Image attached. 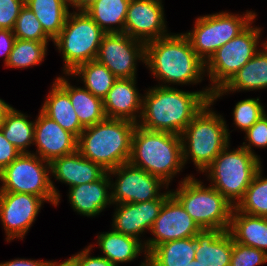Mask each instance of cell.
Instances as JSON below:
<instances>
[{
    "label": "cell",
    "instance_id": "1",
    "mask_svg": "<svg viewBox=\"0 0 267 266\" xmlns=\"http://www.w3.org/2000/svg\"><path fill=\"white\" fill-rule=\"evenodd\" d=\"M183 91L177 87L155 85L143 94L142 114L138 126L180 135L194 116L211 100L210 87Z\"/></svg>",
    "mask_w": 267,
    "mask_h": 266
},
{
    "label": "cell",
    "instance_id": "2",
    "mask_svg": "<svg viewBox=\"0 0 267 266\" xmlns=\"http://www.w3.org/2000/svg\"><path fill=\"white\" fill-rule=\"evenodd\" d=\"M144 64L158 83L162 82L160 86L195 85L206 76L205 62L183 32L147 42Z\"/></svg>",
    "mask_w": 267,
    "mask_h": 266
},
{
    "label": "cell",
    "instance_id": "3",
    "mask_svg": "<svg viewBox=\"0 0 267 266\" xmlns=\"http://www.w3.org/2000/svg\"><path fill=\"white\" fill-rule=\"evenodd\" d=\"M136 125L130 120L105 118L84 128L78 137L77 150L106 171L117 168L129 162Z\"/></svg>",
    "mask_w": 267,
    "mask_h": 266
},
{
    "label": "cell",
    "instance_id": "4",
    "mask_svg": "<svg viewBox=\"0 0 267 266\" xmlns=\"http://www.w3.org/2000/svg\"><path fill=\"white\" fill-rule=\"evenodd\" d=\"M129 163L160 178L169 186L173 178L185 168L181 136L150 131L136 125Z\"/></svg>",
    "mask_w": 267,
    "mask_h": 266
},
{
    "label": "cell",
    "instance_id": "5",
    "mask_svg": "<svg viewBox=\"0 0 267 266\" xmlns=\"http://www.w3.org/2000/svg\"><path fill=\"white\" fill-rule=\"evenodd\" d=\"M213 104L209 100L180 134L184 167L191 158L200 173L230 144L228 125Z\"/></svg>",
    "mask_w": 267,
    "mask_h": 266
},
{
    "label": "cell",
    "instance_id": "6",
    "mask_svg": "<svg viewBox=\"0 0 267 266\" xmlns=\"http://www.w3.org/2000/svg\"><path fill=\"white\" fill-rule=\"evenodd\" d=\"M228 144L204 170L210 186L218 190L232 205L244 197L257 171L262 167L259 155L242 146L229 150ZM208 173V174H207Z\"/></svg>",
    "mask_w": 267,
    "mask_h": 266
},
{
    "label": "cell",
    "instance_id": "7",
    "mask_svg": "<svg viewBox=\"0 0 267 266\" xmlns=\"http://www.w3.org/2000/svg\"><path fill=\"white\" fill-rule=\"evenodd\" d=\"M203 184L193 174L187 175L171 194L201 229L229 230L235 206L214 187Z\"/></svg>",
    "mask_w": 267,
    "mask_h": 266
},
{
    "label": "cell",
    "instance_id": "8",
    "mask_svg": "<svg viewBox=\"0 0 267 266\" xmlns=\"http://www.w3.org/2000/svg\"><path fill=\"white\" fill-rule=\"evenodd\" d=\"M105 34L85 11L70 12L60 34L53 40L59 53L62 52L63 74L95 60Z\"/></svg>",
    "mask_w": 267,
    "mask_h": 266
},
{
    "label": "cell",
    "instance_id": "9",
    "mask_svg": "<svg viewBox=\"0 0 267 266\" xmlns=\"http://www.w3.org/2000/svg\"><path fill=\"white\" fill-rule=\"evenodd\" d=\"M0 192L29 193L57 206L60 192L51 180L50 163L33 153H21L0 172Z\"/></svg>",
    "mask_w": 267,
    "mask_h": 266
},
{
    "label": "cell",
    "instance_id": "10",
    "mask_svg": "<svg viewBox=\"0 0 267 266\" xmlns=\"http://www.w3.org/2000/svg\"><path fill=\"white\" fill-rule=\"evenodd\" d=\"M257 13L248 11L241 14L222 11L199 16L193 29L184 33L196 54L206 63L218 48L239 35L252 22Z\"/></svg>",
    "mask_w": 267,
    "mask_h": 266
},
{
    "label": "cell",
    "instance_id": "11",
    "mask_svg": "<svg viewBox=\"0 0 267 266\" xmlns=\"http://www.w3.org/2000/svg\"><path fill=\"white\" fill-rule=\"evenodd\" d=\"M253 22L239 35L218 48L205 63V74L209 77L210 90L224 87L231 78L263 47V29ZM261 42V43H259Z\"/></svg>",
    "mask_w": 267,
    "mask_h": 266
},
{
    "label": "cell",
    "instance_id": "12",
    "mask_svg": "<svg viewBox=\"0 0 267 266\" xmlns=\"http://www.w3.org/2000/svg\"><path fill=\"white\" fill-rule=\"evenodd\" d=\"M108 172L111 180L112 204L139 203L160 198L161 189H168V185L160 178L141 168L124 163ZM116 177L115 182L112 176Z\"/></svg>",
    "mask_w": 267,
    "mask_h": 266
},
{
    "label": "cell",
    "instance_id": "13",
    "mask_svg": "<svg viewBox=\"0 0 267 266\" xmlns=\"http://www.w3.org/2000/svg\"><path fill=\"white\" fill-rule=\"evenodd\" d=\"M96 60L106 66L117 79L136 78L138 60L145 63V43L125 33L105 34Z\"/></svg>",
    "mask_w": 267,
    "mask_h": 266
},
{
    "label": "cell",
    "instance_id": "14",
    "mask_svg": "<svg viewBox=\"0 0 267 266\" xmlns=\"http://www.w3.org/2000/svg\"><path fill=\"white\" fill-rule=\"evenodd\" d=\"M45 201L29 193L0 192V221L6 241L23 240Z\"/></svg>",
    "mask_w": 267,
    "mask_h": 266
},
{
    "label": "cell",
    "instance_id": "15",
    "mask_svg": "<svg viewBox=\"0 0 267 266\" xmlns=\"http://www.w3.org/2000/svg\"><path fill=\"white\" fill-rule=\"evenodd\" d=\"M201 228L186 212L181 203L171 194L162 205L153 223L150 234L145 240L147 254L157 245L178 239L194 237Z\"/></svg>",
    "mask_w": 267,
    "mask_h": 266
},
{
    "label": "cell",
    "instance_id": "16",
    "mask_svg": "<svg viewBox=\"0 0 267 266\" xmlns=\"http://www.w3.org/2000/svg\"><path fill=\"white\" fill-rule=\"evenodd\" d=\"M162 0H131L124 33L145 44L169 35Z\"/></svg>",
    "mask_w": 267,
    "mask_h": 266
},
{
    "label": "cell",
    "instance_id": "17",
    "mask_svg": "<svg viewBox=\"0 0 267 266\" xmlns=\"http://www.w3.org/2000/svg\"><path fill=\"white\" fill-rule=\"evenodd\" d=\"M171 195V190L164 191V194L154 200L139 203L113 204L112 229L115 232L141 239V235L151 230L154 221L164 204V201ZM116 205V206H115Z\"/></svg>",
    "mask_w": 267,
    "mask_h": 266
},
{
    "label": "cell",
    "instance_id": "18",
    "mask_svg": "<svg viewBox=\"0 0 267 266\" xmlns=\"http://www.w3.org/2000/svg\"><path fill=\"white\" fill-rule=\"evenodd\" d=\"M35 119L33 154L51 163L54 159L77 151L78 138L64 130L57 122L46 116L41 110Z\"/></svg>",
    "mask_w": 267,
    "mask_h": 266
},
{
    "label": "cell",
    "instance_id": "19",
    "mask_svg": "<svg viewBox=\"0 0 267 266\" xmlns=\"http://www.w3.org/2000/svg\"><path fill=\"white\" fill-rule=\"evenodd\" d=\"M137 78L117 79L103 99L106 118L138 123L142 114L143 95L136 86Z\"/></svg>",
    "mask_w": 267,
    "mask_h": 266
},
{
    "label": "cell",
    "instance_id": "20",
    "mask_svg": "<svg viewBox=\"0 0 267 266\" xmlns=\"http://www.w3.org/2000/svg\"><path fill=\"white\" fill-rule=\"evenodd\" d=\"M67 196L72 209L79 215L89 218L99 215L107 206L113 205L108 172L97 181L70 187Z\"/></svg>",
    "mask_w": 267,
    "mask_h": 266
},
{
    "label": "cell",
    "instance_id": "21",
    "mask_svg": "<svg viewBox=\"0 0 267 266\" xmlns=\"http://www.w3.org/2000/svg\"><path fill=\"white\" fill-rule=\"evenodd\" d=\"M106 172L99 164L84 158L78 150L50 163L51 179L54 177L56 182L65 183L69 188L97 181Z\"/></svg>",
    "mask_w": 267,
    "mask_h": 266
},
{
    "label": "cell",
    "instance_id": "22",
    "mask_svg": "<svg viewBox=\"0 0 267 266\" xmlns=\"http://www.w3.org/2000/svg\"><path fill=\"white\" fill-rule=\"evenodd\" d=\"M195 259L203 266H230L233 237L228 230L201 229L195 236Z\"/></svg>",
    "mask_w": 267,
    "mask_h": 266
},
{
    "label": "cell",
    "instance_id": "23",
    "mask_svg": "<svg viewBox=\"0 0 267 266\" xmlns=\"http://www.w3.org/2000/svg\"><path fill=\"white\" fill-rule=\"evenodd\" d=\"M267 88V49L262 47L222 88L212 93L211 100L216 102L230 92L256 91Z\"/></svg>",
    "mask_w": 267,
    "mask_h": 266
},
{
    "label": "cell",
    "instance_id": "24",
    "mask_svg": "<svg viewBox=\"0 0 267 266\" xmlns=\"http://www.w3.org/2000/svg\"><path fill=\"white\" fill-rule=\"evenodd\" d=\"M96 238V244L103 254L101 256L115 266H119L120 263L135 261L140 254L142 255V252L144 253L143 257L147 258L145 240L115 232L113 229L108 232H101Z\"/></svg>",
    "mask_w": 267,
    "mask_h": 266
},
{
    "label": "cell",
    "instance_id": "25",
    "mask_svg": "<svg viewBox=\"0 0 267 266\" xmlns=\"http://www.w3.org/2000/svg\"><path fill=\"white\" fill-rule=\"evenodd\" d=\"M65 76L59 75L55 82L69 95L80 124L86 128L103 121L106 118L103 100L94 96L84 87L72 86L68 79L70 74H65Z\"/></svg>",
    "mask_w": 267,
    "mask_h": 266
},
{
    "label": "cell",
    "instance_id": "26",
    "mask_svg": "<svg viewBox=\"0 0 267 266\" xmlns=\"http://www.w3.org/2000/svg\"><path fill=\"white\" fill-rule=\"evenodd\" d=\"M228 231L235 242L254 247L267 254L266 217L249 215L234 207Z\"/></svg>",
    "mask_w": 267,
    "mask_h": 266
},
{
    "label": "cell",
    "instance_id": "27",
    "mask_svg": "<svg viewBox=\"0 0 267 266\" xmlns=\"http://www.w3.org/2000/svg\"><path fill=\"white\" fill-rule=\"evenodd\" d=\"M41 106V111L77 138L84 130L71 104L69 95L54 81Z\"/></svg>",
    "mask_w": 267,
    "mask_h": 266
},
{
    "label": "cell",
    "instance_id": "28",
    "mask_svg": "<svg viewBox=\"0 0 267 266\" xmlns=\"http://www.w3.org/2000/svg\"><path fill=\"white\" fill-rule=\"evenodd\" d=\"M131 0H96L85 12L106 33H124Z\"/></svg>",
    "mask_w": 267,
    "mask_h": 266
},
{
    "label": "cell",
    "instance_id": "29",
    "mask_svg": "<svg viewBox=\"0 0 267 266\" xmlns=\"http://www.w3.org/2000/svg\"><path fill=\"white\" fill-rule=\"evenodd\" d=\"M44 30L54 40L61 32L70 13L68 0H25Z\"/></svg>",
    "mask_w": 267,
    "mask_h": 266
},
{
    "label": "cell",
    "instance_id": "30",
    "mask_svg": "<svg viewBox=\"0 0 267 266\" xmlns=\"http://www.w3.org/2000/svg\"><path fill=\"white\" fill-rule=\"evenodd\" d=\"M195 237L162 243L153 248L147 259L154 266H188L195 260Z\"/></svg>",
    "mask_w": 267,
    "mask_h": 266
},
{
    "label": "cell",
    "instance_id": "31",
    "mask_svg": "<svg viewBox=\"0 0 267 266\" xmlns=\"http://www.w3.org/2000/svg\"><path fill=\"white\" fill-rule=\"evenodd\" d=\"M27 114L12 108L0 122L4 137L21 153H32L27 150L34 144L35 120H28Z\"/></svg>",
    "mask_w": 267,
    "mask_h": 266
},
{
    "label": "cell",
    "instance_id": "32",
    "mask_svg": "<svg viewBox=\"0 0 267 266\" xmlns=\"http://www.w3.org/2000/svg\"><path fill=\"white\" fill-rule=\"evenodd\" d=\"M72 76L81 78L83 87L102 100L117 80L114 74L96 59L79 65L70 73V77Z\"/></svg>",
    "mask_w": 267,
    "mask_h": 266
},
{
    "label": "cell",
    "instance_id": "33",
    "mask_svg": "<svg viewBox=\"0 0 267 266\" xmlns=\"http://www.w3.org/2000/svg\"><path fill=\"white\" fill-rule=\"evenodd\" d=\"M48 44V42L16 38L5 67L26 69L38 64L41 65L45 60Z\"/></svg>",
    "mask_w": 267,
    "mask_h": 266
},
{
    "label": "cell",
    "instance_id": "34",
    "mask_svg": "<svg viewBox=\"0 0 267 266\" xmlns=\"http://www.w3.org/2000/svg\"><path fill=\"white\" fill-rule=\"evenodd\" d=\"M262 171L261 167L235 208L249 215L267 218V177L262 175Z\"/></svg>",
    "mask_w": 267,
    "mask_h": 266
},
{
    "label": "cell",
    "instance_id": "35",
    "mask_svg": "<svg viewBox=\"0 0 267 266\" xmlns=\"http://www.w3.org/2000/svg\"><path fill=\"white\" fill-rule=\"evenodd\" d=\"M12 31L17 39L37 42H49L51 40L53 42L44 32L33 11L26 5L20 11Z\"/></svg>",
    "mask_w": 267,
    "mask_h": 266
},
{
    "label": "cell",
    "instance_id": "36",
    "mask_svg": "<svg viewBox=\"0 0 267 266\" xmlns=\"http://www.w3.org/2000/svg\"><path fill=\"white\" fill-rule=\"evenodd\" d=\"M260 98L238 101L232 112L235 129L246 132L263 114L266 113Z\"/></svg>",
    "mask_w": 267,
    "mask_h": 266
},
{
    "label": "cell",
    "instance_id": "37",
    "mask_svg": "<svg viewBox=\"0 0 267 266\" xmlns=\"http://www.w3.org/2000/svg\"><path fill=\"white\" fill-rule=\"evenodd\" d=\"M267 262V254L254 247L245 246L233 240L230 266H258Z\"/></svg>",
    "mask_w": 267,
    "mask_h": 266
},
{
    "label": "cell",
    "instance_id": "38",
    "mask_svg": "<svg viewBox=\"0 0 267 266\" xmlns=\"http://www.w3.org/2000/svg\"><path fill=\"white\" fill-rule=\"evenodd\" d=\"M245 133V141L241 145L251 154L256 155L254 147L267 148V112L263 114Z\"/></svg>",
    "mask_w": 267,
    "mask_h": 266
},
{
    "label": "cell",
    "instance_id": "39",
    "mask_svg": "<svg viewBox=\"0 0 267 266\" xmlns=\"http://www.w3.org/2000/svg\"><path fill=\"white\" fill-rule=\"evenodd\" d=\"M25 0H0V29L12 31Z\"/></svg>",
    "mask_w": 267,
    "mask_h": 266
},
{
    "label": "cell",
    "instance_id": "40",
    "mask_svg": "<svg viewBox=\"0 0 267 266\" xmlns=\"http://www.w3.org/2000/svg\"><path fill=\"white\" fill-rule=\"evenodd\" d=\"M20 154L21 152L4 137L0 130V172Z\"/></svg>",
    "mask_w": 267,
    "mask_h": 266
},
{
    "label": "cell",
    "instance_id": "41",
    "mask_svg": "<svg viewBox=\"0 0 267 266\" xmlns=\"http://www.w3.org/2000/svg\"><path fill=\"white\" fill-rule=\"evenodd\" d=\"M94 244H90L83 250L78 252V266H115L108 259L103 256H91V250Z\"/></svg>",
    "mask_w": 267,
    "mask_h": 266
},
{
    "label": "cell",
    "instance_id": "42",
    "mask_svg": "<svg viewBox=\"0 0 267 266\" xmlns=\"http://www.w3.org/2000/svg\"><path fill=\"white\" fill-rule=\"evenodd\" d=\"M16 40L13 31L0 29V57L4 56V65H6L9 54Z\"/></svg>",
    "mask_w": 267,
    "mask_h": 266
},
{
    "label": "cell",
    "instance_id": "43",
    "mask_svg": "<svg viewBox=\"0 0 267 266\" xmlns=\"http://www.w3.org/2000/svg\"><path fill=\"white\" fill-rule=\"evenodd\" d=\"M47 260H33L17 258L6 262H0V266H46Z\"/></svg>",
    "mask_w": 267,
    "mask_h": 266
},
{
    "label": "cell",
    "instance_id": "44",
    "mask_svg": "<svg viewBox=\"0 0 267 266\" xmlns=\"http://www.w3.org/2000/svg\"><path fill=\"white\" fill-rule=\"evenodd\" d=\"M46 266H78V253L73 254L71 257L62 262L47 260Z\"/></svg>",
    "mask_w": 267,
    "mask_h": 266
},
{
    "label": "cell",
    "instance_id": "45",
    "mask_svg": "<svg viewBox=\"0 0 267 266\" xmlns=\"http://www.w3.org/2000/svg\"><path fill=\"white\" fill-rule=\"evenodd\" d=\"M96 0H68L70 7L75 11H85Z\"/></svg>",
    "mask_w": 267,
    "mask_h": 266
},
{
    "label": "cell",
    "instance_id": "46",
    "mask_svg": "<svg viewBox=\"0 0 267 266\" xmlns=\"http://www.w3.org/2000/svg\"><path fill=\"white\" fill-rule=\"evenodd\" d=\"M12 108L13 106L6 103L3 99L0 98V122Z\"/></svg>",
    "mask_w": 267,
    "mask_h": 266
},
{
    "label": "cell",
    "instance_id": "47",
    "mask_svg": "<svg viewBox=\"0 0 267 266\" xmlns=\"http://www.w3.org/2000/svg\"><path fill=\"white\" fill-rule=\"evenodd\" d=\"M140 266H154V265H153L147 258H145V259L141 262Z\"/></svg>",
    "mask_w": 267,
    "mask_h": 266
},
{
    "label": "cell",
    "instance_id": "48",
    "mask_svg": "<svg viewBox=\"0 0 267 266\" xmlns=\"http://www.w3.org/2000/svg\"><path fill=\"white\" fill-rule=\"evenodd\" d=\"M188 266H203L198 260H193Z\"/></svg>",
    "mask_w": 267,
    "mask_h": 266
},
{
    "label": "cell",
    "instance_id": "49",
    "mask_svg": "<svg viewBox=\"0 0 267 266\" xmlns=\"http://www.w3.org/2000/svg\"><path fill=\"white\" fill-rule=\"evenodd\" d=\"M263 47L267 49V40L263 41Z\"/></svg>",
    "mask_w": 267,
    "mask_h": 266
}]
</instances>
